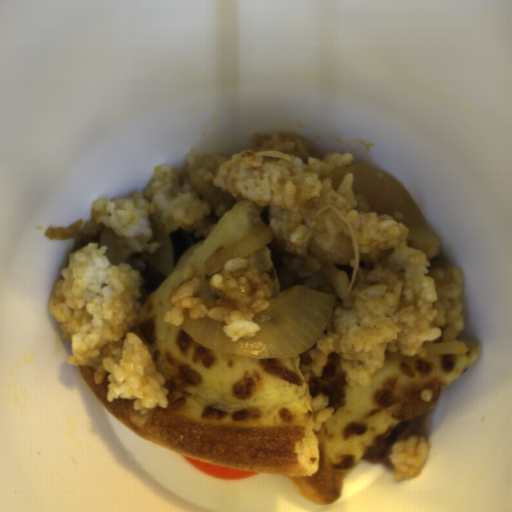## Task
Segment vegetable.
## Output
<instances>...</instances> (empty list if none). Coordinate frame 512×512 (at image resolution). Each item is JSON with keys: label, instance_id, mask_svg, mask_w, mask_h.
<instances>
[{"label": "vegetable", "instance_id": "vegetable-1", "mask_svg": "<svg viewBox=\"0 0 512 512\" xmlns=\"http://www.w3.org/2000/svg\"><path fill=\"white\" fill-rule=\"evenodd\" d=\"M172 253H173V269L177 266L181 256L193 245L200 243L204 237L194 235V231L187 232L183 228H178L168 235Z\"/></svg>", "mask_w": 512, "mask_h": 512}]
</instances>
